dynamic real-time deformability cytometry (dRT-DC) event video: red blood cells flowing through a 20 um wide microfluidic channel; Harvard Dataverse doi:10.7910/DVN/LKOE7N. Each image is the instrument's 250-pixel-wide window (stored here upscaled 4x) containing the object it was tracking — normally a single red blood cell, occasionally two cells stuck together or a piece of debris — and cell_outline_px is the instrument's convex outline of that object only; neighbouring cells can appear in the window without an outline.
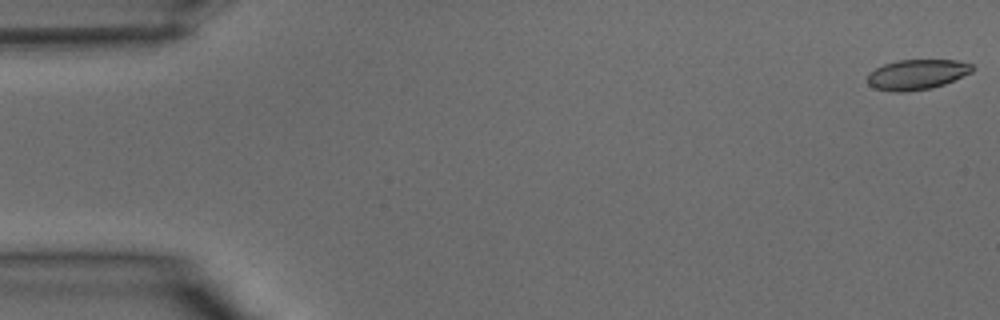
{"species": "common noctule bat (a hibernating species)", "species_latin": "Nyctalus noctula", "temperature_condition": "warm", "stored_images_in_passage": 40, "camera_frame_rate_fps": 3000, "um_per_image_px": 0.085, "animal": {"sex": "male", "body_mass_g": 15.6}, "frame": {"image": 1, "passage_image": 1, "time_ms": 0.0, "image_size_px": [1000, 320], "cell_outline_px": [[976, 68], [972, 72], [944, 84], [932, 88], [908, 92], [892, 92], [876, 88], [868, 84], [868, 72], [884, 64], [900, 60], [956, 60], [972, 64]], "centroid_in_image_um": [77.95, 6.33], "position_along_channel_um": 7.0, "area_um2": 18.5}}
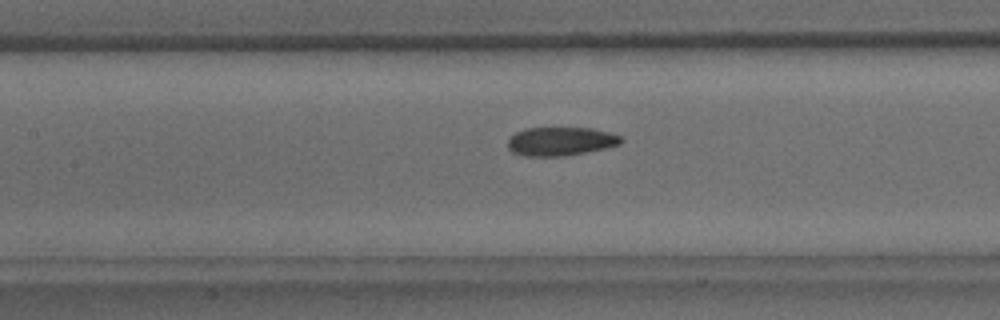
{"frame": {"image": 2, "passage_image": 18, "time_ms": 5.667, "image_size_px": [1000, 320], "cell_outline_px": [[624, 140], [620, 144], [604, 148], [564, 156], [524, 156], [512, 152], [508, 148], [508, 140], [516, 132], [524, 128], [592, 128], [608, 132], [620, 136]], "centroid_in_image_um": [47.63, 12.01], "position_along_channel_um": 159.8, "area_um2": 18.79}}
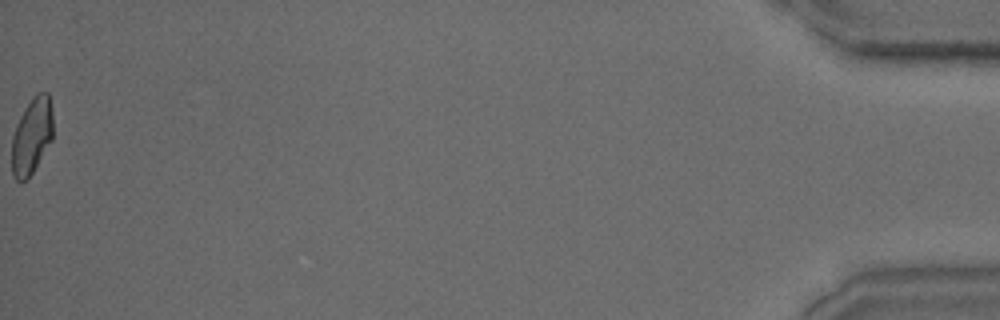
{"frame": {"image": 3, "passage_image": 40, "time_ms": 13.0, "image_size_px": [1000, 320], "cell_outline_px": [[52, 140], [28, 180], [20, 184], [12, 176], [12, 136], [16, 124], [24, 108], [32, 96], [40, 92], [48, 92], [52, 108]], "centroid_in_image_um": [2.69, 11.59], "position_along_channel_um": 432.5, "area_um2": 18.67}}